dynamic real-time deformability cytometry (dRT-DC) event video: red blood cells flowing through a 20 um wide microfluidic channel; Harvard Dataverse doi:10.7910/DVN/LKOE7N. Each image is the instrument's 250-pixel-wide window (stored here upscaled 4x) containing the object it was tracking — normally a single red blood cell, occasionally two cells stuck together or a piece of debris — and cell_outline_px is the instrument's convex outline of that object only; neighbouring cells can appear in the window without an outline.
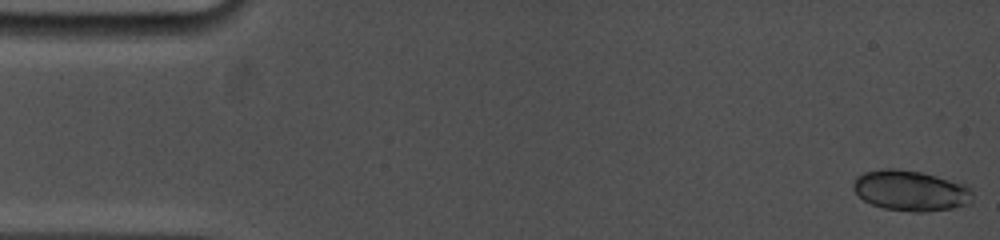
{"species": "common noctule bat (a hibernating species)", "species_latin": "Nyctalus noctula", "temperature_condition": "cold", "stored_images_in_passage": 17, "camera_frame_rate_fps": 5000, "um_per_image_px": 0.085, "animal": {"sex": "female", "body_mass_g": 19.0, "forearm_length_mm": 53.3}, "frame": {"image": 1, "passage_image": 1, "time_ms": 0.0, "image_size_px": [1000, 240], "cell_outline_px": [[972, 204], [952, 208], [924, 212], [916, 212], [884, 208], [872, 204], [864, 200], [852, 188], [852, 180], [856, 176], [864, 172], [884, 168], [896, 168], [920, 172], [968, 184], [972, 188]], "centroid_in_image_um": [77.43, 16.19], "position_along_channel_um": 7.6, "area_um2": 28.5}}
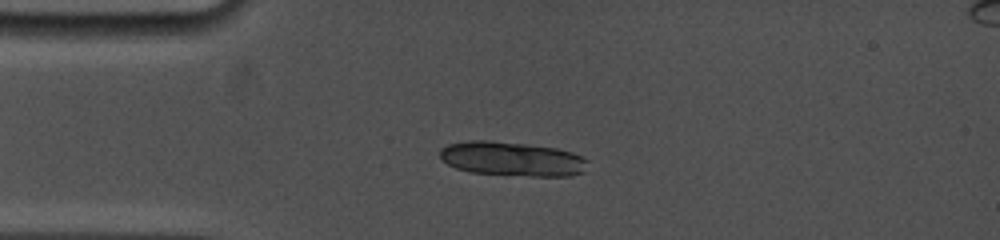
{"frame": {"image": 2, "passage_image": 17, "time_ms": 3.8, "image_size_px": [1000, 240], "cell_outline_px": [[588, 160], [584, 172], [572, 176], [532, 176], [468, 172], [456, 168], [448, 164], [440, 156], [440, 148], [448, 144], [468, 140], [488, 140], [524, 144], [556, 148], [572, 152]], "centroid_in_image_um": [43.52, 13.51], "position_along_channel_um": 41.5, "area_um2": 29.54}}